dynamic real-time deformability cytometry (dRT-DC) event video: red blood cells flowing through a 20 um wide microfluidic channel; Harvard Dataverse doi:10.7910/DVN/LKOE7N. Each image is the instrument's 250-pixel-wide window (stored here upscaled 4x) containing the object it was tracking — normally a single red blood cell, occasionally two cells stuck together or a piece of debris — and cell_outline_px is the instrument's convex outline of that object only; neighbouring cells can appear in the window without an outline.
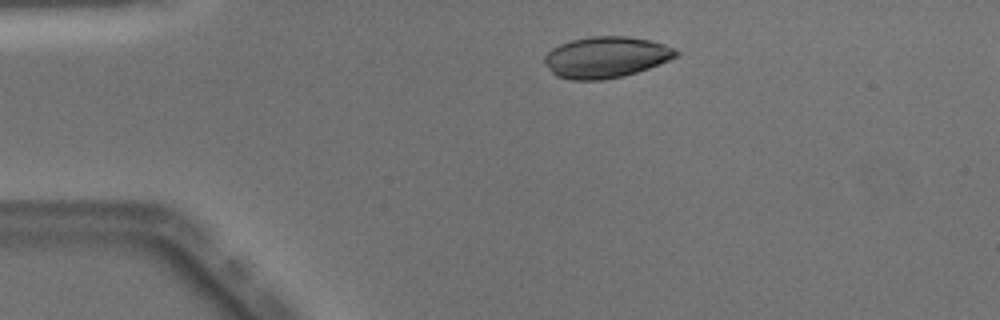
{"species": "Egyptian fruit bat (a non-hibernating species)", "species_latin": "Rousettus aegyptiacus", "temperature_condition": "warm", "stored_images_in_passage": 40, "camera_frame_rate_fps": 3000, "um_per_image_px": 0.085, "animal": {"sex": "male"}, "frame": {"image": 1, "passage_image": 1, "time_ms": 0.0, "image_size_px": [1000, 320], "cell_outline_px": [[680, 52], [676, 56], [668, 60], [648, 68], [624, 76], [604, 80], [568, 80], [556, 76], [552, 72], [544, 60], [544, 56], [552, 48], [560, 44], [572, 40], [588, 36], [628, 36], [652, 40], [676, 48]], "centroid_in_image_um": [51.51, 4.86], "position_along_channel_um": 33.5, "area_um2": 31.67}}
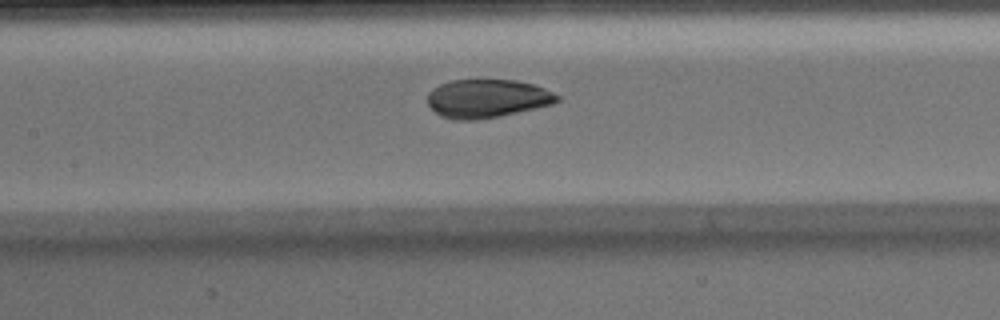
{"frame": {"image": 2, "passage_image": 14, "time_ms": 4.333, "image_size_px": [1000, 320], "cell_outline_px": [[560, 100], [552, 104], [536, 108], [476, 120], [456, 120], [440, 116], [428, 104], [428, 92], [432, 88], [440, 84], [452, 80], [512, 80], [532, 84], [544, 88], [560, 96]], "centroid_in_image_um": [41.38, 8.37], "position_along_channel_um": 166.0, "area_um2": 28.78}}
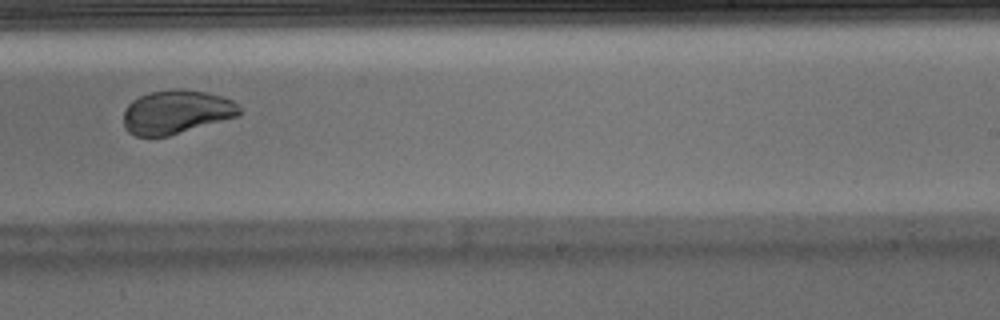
{"frame": {"image": 3, "passage_image": 22, "time_ms": 7.0, "image_size_px": [1000, 320], "cell_outline_px": [[240, 116], [168, 136], [136, 136], [128, 132], [124, 128], [124, 108], [132, 100], [148, 92], [176, 88], [180, 88], [204, 92], [220, 96], [232, 100], [240, 108]], "centroid_in_image_um": [14.97, 9.52], "position_along_channel_um": 274.0, "area_um2": 29.65}}